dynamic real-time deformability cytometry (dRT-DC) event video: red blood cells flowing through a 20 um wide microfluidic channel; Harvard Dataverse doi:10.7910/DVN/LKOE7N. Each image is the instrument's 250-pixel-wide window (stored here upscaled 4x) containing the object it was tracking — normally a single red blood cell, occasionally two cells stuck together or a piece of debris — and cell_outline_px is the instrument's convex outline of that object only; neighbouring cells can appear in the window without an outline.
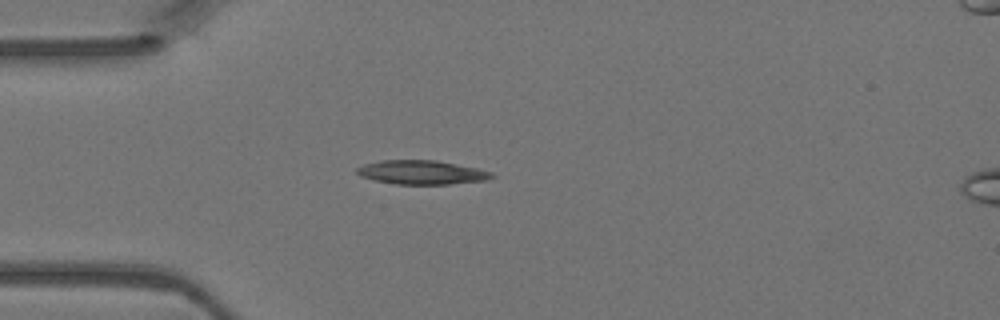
{"species": "Egyptian fruit bat (a non-hibernating species)", "species_latin": "Rousettus aegyptiacus", "temperature_condition": "warm", "stored_images_in_passage": 3, "camera_frame_rate_fps": 3000, "um_per_image_px": 0.085, "animal": {"sex": "female"}, "frame": {"image": 1, "passage_image": 3, "time_ms": 0.667, "image_size_px": [1000, 320], "cell_outline_px": [[496, 176], [488, 180], [448, 184], [396, 184], [376, 180], [360, 176], [356, 172], [356, 168], [364, 164], [380, 160], [436, 160], [476, 168], [492, 172]], "centroid_in_image_um": [35.85, 14.65], "position_along_channel_um": 49.2, "area_um2": 18.79}}